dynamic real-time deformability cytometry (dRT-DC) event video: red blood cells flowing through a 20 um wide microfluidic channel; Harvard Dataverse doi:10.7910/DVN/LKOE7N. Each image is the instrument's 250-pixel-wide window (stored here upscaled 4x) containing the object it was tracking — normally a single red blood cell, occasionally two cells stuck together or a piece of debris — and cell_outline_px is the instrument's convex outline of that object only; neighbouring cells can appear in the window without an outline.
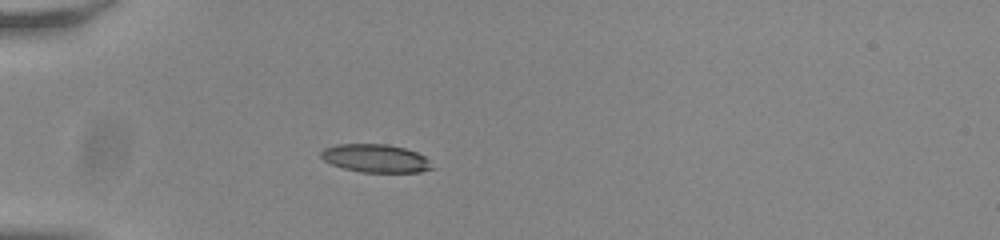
{"species": "common noctule bat (a hibernating species)", "species_latin": "Nyctalus noctula", "temperature_condition": "room temperature", "stored_images_in_passage": 39, "camera_frame_rate_fps": 3000, "um_per_image_px": 0.085, "animal": {"sex": "male", "body_mass_g": 20.0, "forearm_length_mm": 53.3}, "frame": {"image": 1, "passage_image": 1, "time_ms": 0.0, "image_size_px": [1000, 240], "cell_outline_px": [[436, 168], [420, 172], [360, 172], [344, 168], [332, 164], [324, 160], [320, 156], [320, 152], [324, 148], [336, 144], [388, 144], [404, 148], [416, 152], [424, 156]], "centroid_in_image_um": [31.93, 13.46], "position_along_channel_um": 53.1, "area_um2": 18.26}}
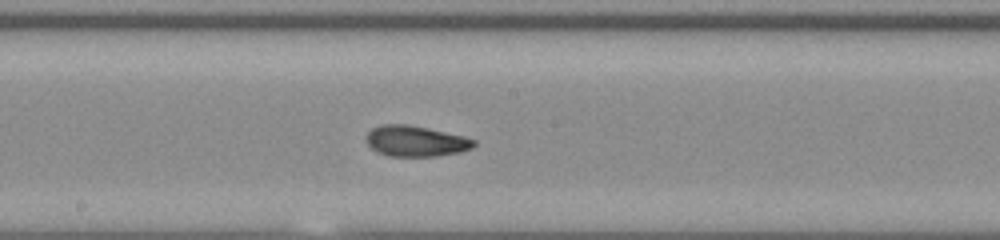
{"frame": {"image": 2, "passage_image": 15, "time_ms": 4.667, "image_size_px": [1000, 240], "cell_outline_px": [[476, 144], [472, 148], [460, 152], [436, 156], [388, 156], [372, 148], [364, 140], [364, 136], [372, 128], [380, 124], [408, 124], [428, 128], [464, 136], [476, 140]], "centroid_in_image_um": [35.32, 11.98], "position_along_channel_um": 212.9, "area_um2": 19.42}}
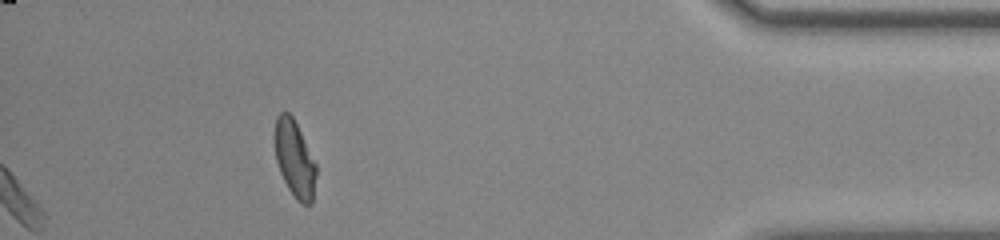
{"frame": {"image": 3, "passage_image": 34, "time_ms": 11.0, "image_size_px": [1000, 240], "cell_outline_px": [[316, 176], [312, 204], [304, 204], [296, 200], [288, 188], [280, 172], [276, 160], [272, 136], [276, 116], [284, 108], [292, 116], [316, 164]], "centroid_in_image_um": [24.99, 13.46], "position_along_channel_um": 410.2, "area_um2": 18.79}, "authors_computed_cell_mechanics": {"area_um2": 19.0162, "velocity_mm_per_s": 3.8141, "shape_relaxation_time_tau1_ms": 4.7045, "shape_relaxation_time_tau2_ms": 1.6414, "deformation_change_tau1": 0.1678, "deformation_change_tau2": 0.0777}}